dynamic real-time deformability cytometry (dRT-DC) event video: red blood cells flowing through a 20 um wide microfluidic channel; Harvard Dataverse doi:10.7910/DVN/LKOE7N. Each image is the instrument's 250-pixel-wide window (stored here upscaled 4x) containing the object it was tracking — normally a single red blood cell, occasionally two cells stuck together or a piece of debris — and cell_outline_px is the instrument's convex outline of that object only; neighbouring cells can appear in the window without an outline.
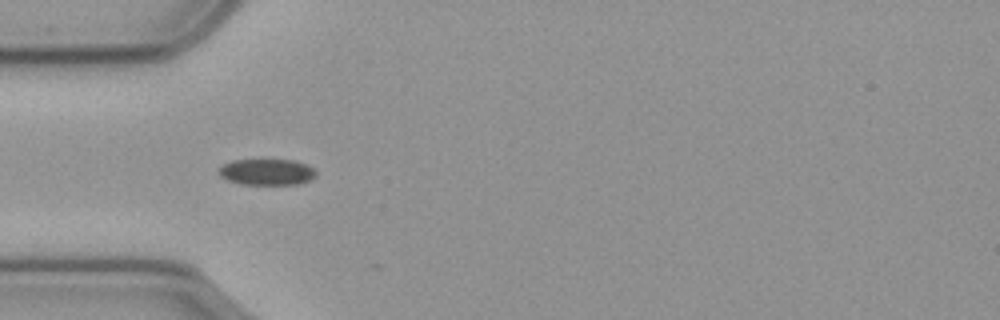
{"species": "common noctule bat (a hibernating species)", "species_latin": "Nyctalus noctula", "temperature_condition": "cold", "stored_images_in_passage": 28, "camera_frame_rate_fps": 3000, "um_per_image_px": 0.085, "animal": {"sex": "male", "body_mass_g": 23.1, "forearm_length_mm": 52.7}, "frame": {"image": 1, "passage_image": 8, "time_ms": 2.333, "image_size_px": [1000, 320], "cell_outline_px": [[316, 176], [308, 180], [296, 184], [240, 184], [228, 180], [220, 176], [220, 168], [224, 164], [232, 160], [296, 160], [312, 168], [316, 172]], "centroid_in_image_um": [22.67, 14.62], "position_along_channel_um": 62.3, "area_um2": 14.57}}
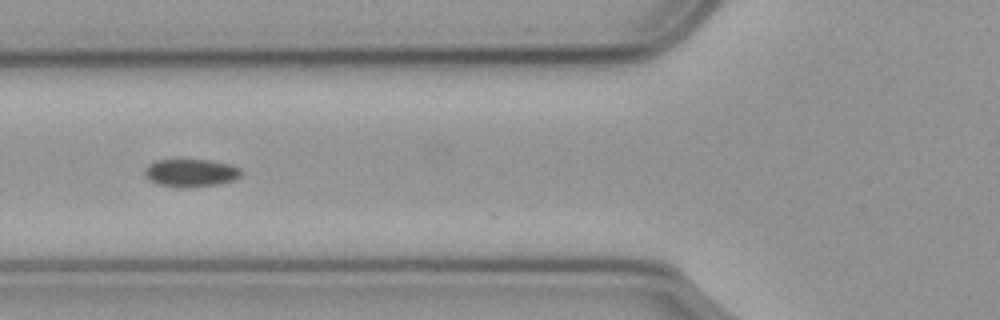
{"frame": {"image": 2, "passage_image": 12, "time_ms": 3.667, "image_size_px": [1000, 320], "cell_outline_px": [[240, 176], [236, 180], [216, 184], [188, 188], [180, 188], [156, 184], [144, 172], [144, 168], [148, 164], [156, 160], [208, 160], [228, 164], [240, 168]], "centroid_in_image_um": [16.21, 14.7], "position_along_channel_um": 109.6, "area_um2": 15.55}}